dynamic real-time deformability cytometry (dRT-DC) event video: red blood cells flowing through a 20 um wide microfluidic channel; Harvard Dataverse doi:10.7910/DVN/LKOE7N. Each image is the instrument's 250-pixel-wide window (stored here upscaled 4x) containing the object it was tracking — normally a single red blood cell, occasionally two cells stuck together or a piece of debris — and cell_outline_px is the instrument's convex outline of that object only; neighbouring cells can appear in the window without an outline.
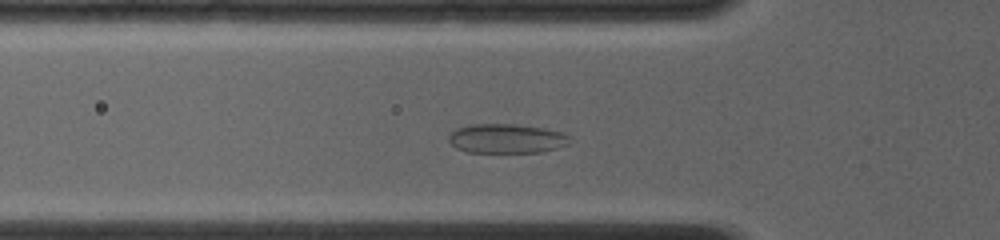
{"species": "common noctule bat (a hibernating species)", "species_latin": "Nyctalus noctula", "temperature_condition": "room temperature", "stored_images_in_passage": 11, "camera_frame_rate_fps": 4000, "um_per_image_px": 0.085, "animal": {"sex": "female", "body_mass_g": 19.0, "forearm_length_mm": 56.7}, "frame": {"image": 1, "passage_image": 7, "time_ms": 2.75, "image_size_px": [1000, 240], "cell_outline_px": [[572, 144], [540, 152], [464, 152], [456, 148], [448, 140], [448, 136], [456, 128], [472, 124], [516, 124], [544, 128], [564, 132], [572, 136]], "centroid_in_image_um": [43.11, 11.77], "position_along_channel_um": 82.7, "area_um2": 21.04}}
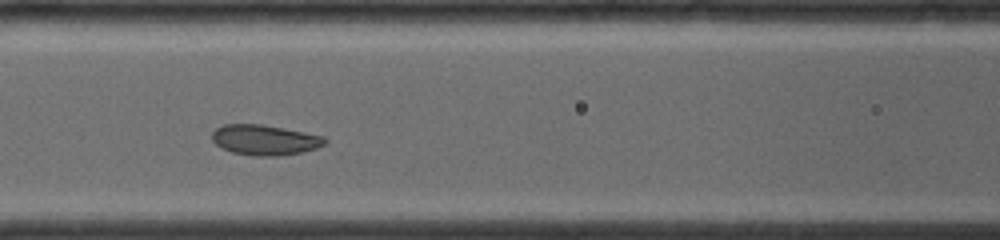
{"frame": {"image": 2, "passage_image": 10, "time_ms": 4.25, "image_size_px": [1000, 240], "cell_outline_px": [[328, 140], [324, 144], [316, 148], [300, 152], [276, 156], [252, 156], [232, 152], [220, 148], [212, 140], [212, 132], [216, 128], [224, 124], [260, 124], [304, 132], [324, 136]], "centroid_in_image_um": [22.47, 11.89], "position_along_channel_um": 144.1, "area_um2": 19.88}}